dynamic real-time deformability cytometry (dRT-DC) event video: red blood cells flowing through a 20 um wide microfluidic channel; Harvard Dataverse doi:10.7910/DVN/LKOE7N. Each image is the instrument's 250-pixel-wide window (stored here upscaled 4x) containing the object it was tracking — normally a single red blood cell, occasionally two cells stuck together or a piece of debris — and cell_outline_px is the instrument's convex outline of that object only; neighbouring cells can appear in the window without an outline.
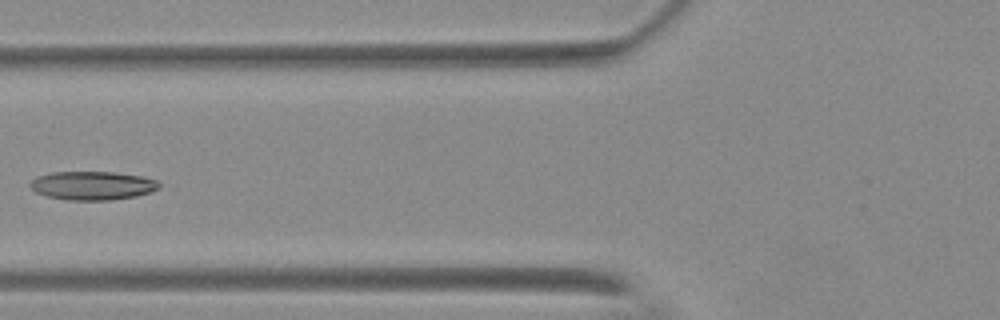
{"species": "Egyptian fruit bat (a non-hibernating species)", "species_latin": "Rousettus aegyptiacus", "temperature_condition": "warm", "stored_images_in_passage": 6, "camera_frame_rate_fps": 3000, "um_per_image_px": 0.085, "animal": {"sex": "female"}, "frame": {"image": 1, "passage_image": 5, "time_ms": 6.667, "image_size_px": [1000, 320], "cell_outline_px": [[160, 188], [152, 192], [136, 196], [112, 200], [68, 200], [48, 196], [36, 192], [28, 184], [36, 176], [52, 172], [112, 172], [140, 176], [156, 180], [160, 184]], "centroid_in_image_um": [7.87, 15.77], "position_along_channel_um": 117.9, "area_um2": 21.5}}
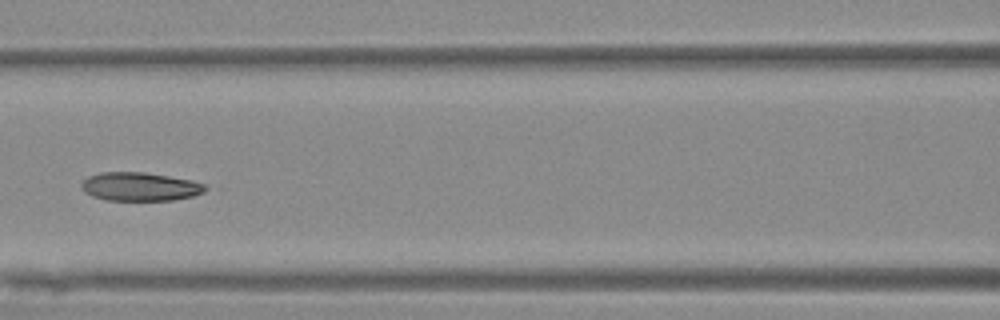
{"frame": {"image": 2, "passage_image": 6, "time_ms": 7.667, "image_size_px": [1000, 320], "cell_outline_px": [[212, 188], [204, 192], [192, 196], [172, 200], [104, 200], [92, 196], [84, 192], [80, 188], [80, 184], [88, 176], [100, 172], [144, 172], [192, 180], [204, 184]], "centroid_in_image_um": [11.89, 15.86], "position_along_channel_um": 154.7, "area_um2": 20.81}}